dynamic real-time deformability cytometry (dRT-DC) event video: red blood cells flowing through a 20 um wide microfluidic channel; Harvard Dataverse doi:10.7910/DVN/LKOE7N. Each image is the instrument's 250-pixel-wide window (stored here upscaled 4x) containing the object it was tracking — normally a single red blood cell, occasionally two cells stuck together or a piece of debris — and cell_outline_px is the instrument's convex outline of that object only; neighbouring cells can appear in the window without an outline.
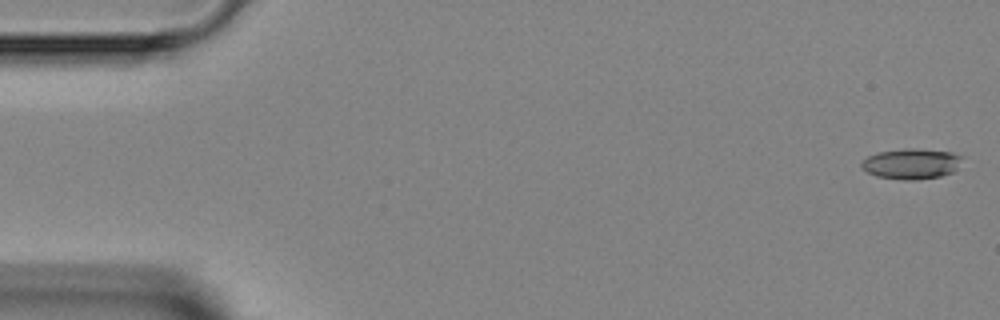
{"species": "Egyptian fruit bat (a non-hibernating species)", "species_latin": "Rousettus aegyptiacus", "temperature_condition": "room temperature", "stored_images_in_passage": 12, "camera_frame_rate_fps": 3000, "um_per_image_px": 0.085, "animal": {"sex": "female"}, "frame": {"image": 1, "passage_image": 1, "time_ms": 0.0, "image_size_px": [1000, 320], "cell_outline_px": [[964, 156], [956, 168], [952, 172], [940, 176], [916, 180], [904, 180], [876, 176], [868, 172], [860, 164], [868, 156], [876, 152], [904, 148], [912, 148], [952, 152]], "centroid_in_image_um": [77.47, 13.91], "position_along_channel_um": 7.5, "area_um2": 17.86}}